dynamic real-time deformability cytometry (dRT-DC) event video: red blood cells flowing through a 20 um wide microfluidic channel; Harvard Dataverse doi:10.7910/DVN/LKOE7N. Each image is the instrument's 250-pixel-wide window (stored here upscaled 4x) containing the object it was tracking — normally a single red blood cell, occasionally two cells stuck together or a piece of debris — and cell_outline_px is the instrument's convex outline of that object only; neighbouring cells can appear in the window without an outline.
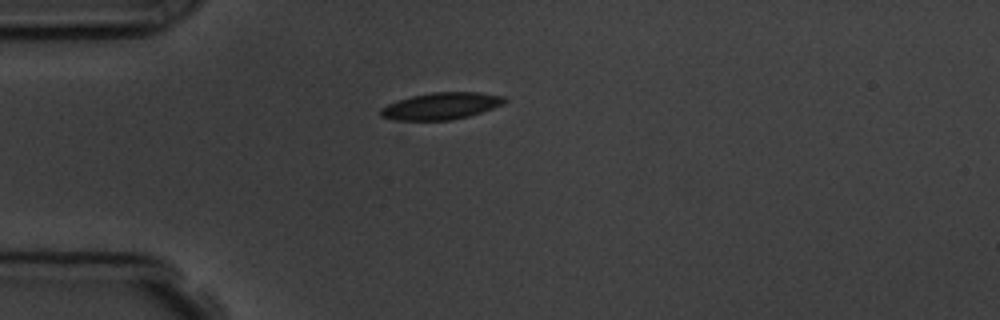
{"species": "common noctule bat (a hibernating species)", "species_latin": "Nyctalus noctula", "temperature_condition": "room temperature", "stored_images_in_passage": 11, "camera_frame_rate_fps": 3000, "um_per_image_px": 0.085, "animal": {"sex": "male", "body_mass_g": 19.5, "forearm_length_mm": 54.6}, "frame": {"image": 1, "passage_image": 7, "time_ms": 7.0, "image_size_px": [1000, 320], "cell_outline_px": [[508, 100], [504, 104], [468, 116], [452, 120], [396, 120], [380, 116], [380, 108], [388, 104], [412, 96], [432, 92], [480, 92], [504, 96]], "centroid_in_image_um": [37.52, 9.0], "position_along_channel_um": 47.5, "area_um2": 19.31}}